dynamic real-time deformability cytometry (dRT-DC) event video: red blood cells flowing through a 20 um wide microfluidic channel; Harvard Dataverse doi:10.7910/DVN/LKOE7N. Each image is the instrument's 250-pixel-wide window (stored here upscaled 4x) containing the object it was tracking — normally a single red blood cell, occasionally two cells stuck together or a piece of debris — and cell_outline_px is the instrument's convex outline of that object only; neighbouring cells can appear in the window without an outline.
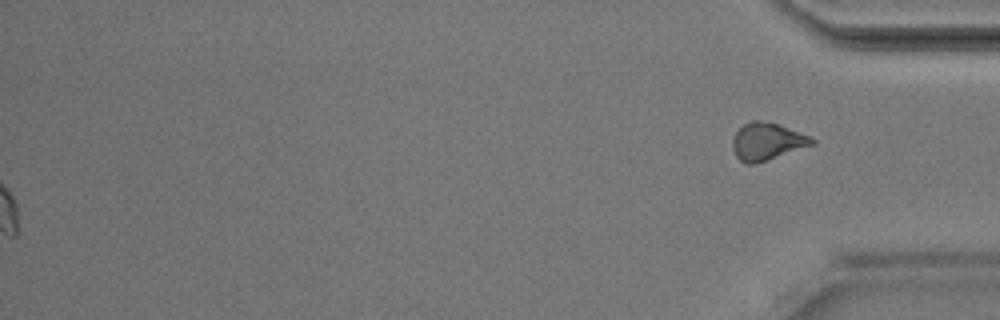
{"species": "Egyptian fruit bat (a non-hibernating species)", "species_latin": "Rousettus aegyptiacus", "temperature_condition": "room temperature", "stored_images_in_passage": 43, "segment_of_instrument_passage": [2, 2], "camera_frame_rate_fps": 3000, "um_per_image_px": 0.085, "animal": {"sex": "male"}, "frame": {"image": 1, "passage_image": 43, "time_ms": 14.0, "image_size_px": [1000, 320], "cell_outline_px": [[816, 144], [752, 164], [744, 164], [736, 156], [732, 148], [732, 140], [736, 132], [744, 124], [752, 120], [756, 120], [776, 124], [812, 136], [816, 140]], "centroid_in_image_um": [65.21, 12.03], "position_along_channel_um": 370.0, "area_um2": 17.05}}